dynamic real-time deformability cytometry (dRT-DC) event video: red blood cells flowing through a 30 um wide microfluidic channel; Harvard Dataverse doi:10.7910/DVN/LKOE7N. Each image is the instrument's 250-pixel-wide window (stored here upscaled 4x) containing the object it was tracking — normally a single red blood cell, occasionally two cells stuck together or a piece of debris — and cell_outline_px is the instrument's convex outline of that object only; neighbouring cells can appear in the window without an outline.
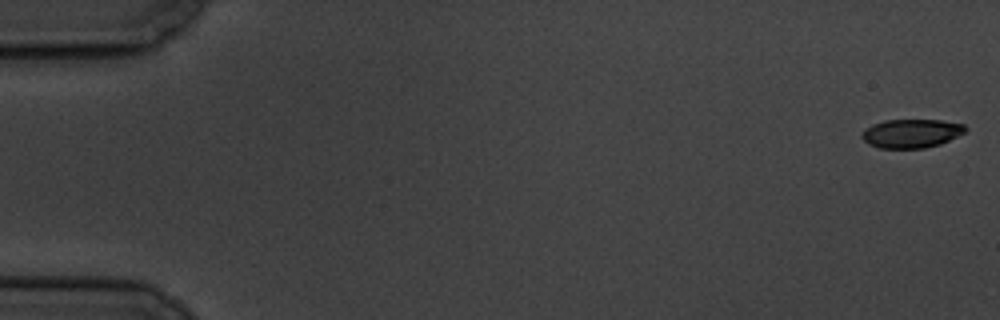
{"species": "common noctule bat (a hibernating species)", "species_latin": "Nyctalus noctula", "temperature_condition": "cold", "stored_images_in_passage": 6, "camera_frame_rate_fps": 3000, "um_per_image_px": 0.085, "animal": {"sex": "male", "body_mass_g": 19.5, "forearm_length_mm": 54.6}, "frame": {"image": 1, "passage_image": 1, "time_ms": 0.0, "image_size_px": [1000, 320], "cell_outline_px": [[968, 128], [964, 132], [940, 144], [924, 148], [880, 148], [868, 144], [860, 136], [860, 132], [864, 128], [872, 124], [884, 120], [940, 120], [964, 124]], "centroid_in_image_um": [77.41, 11.33], "position_along_channel_um": 7.6, "area_um2": 17.4}}
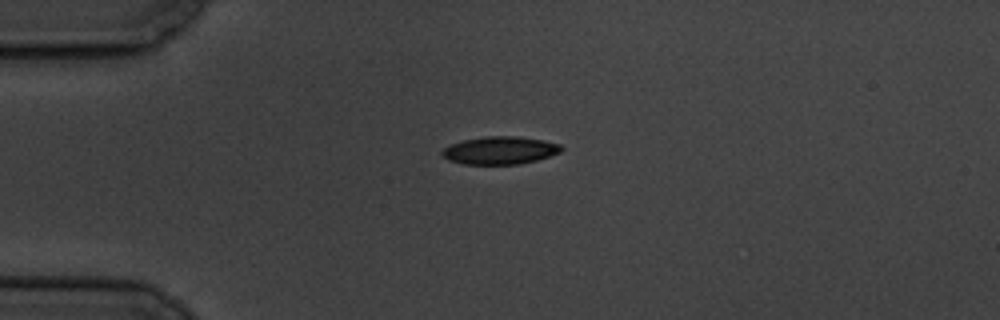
{"frame": {"image": 2, "passage_image": 5, "time_ms": 4.667, "image_size_px": [1000, 320], "cell_outline_px": [[564, 148], [560, 152], [536, 160], [520, 164], [464, 164], [448, 160], [440, 152], [444, 148], [452, 144], [464, 140], [488, 136], [516, 136], [544, 140], [560, 144]], "centroid_in_image_um": [42.51, 12.78], "position_along_channel_um": 42.5, "area_um2": 19.13}}